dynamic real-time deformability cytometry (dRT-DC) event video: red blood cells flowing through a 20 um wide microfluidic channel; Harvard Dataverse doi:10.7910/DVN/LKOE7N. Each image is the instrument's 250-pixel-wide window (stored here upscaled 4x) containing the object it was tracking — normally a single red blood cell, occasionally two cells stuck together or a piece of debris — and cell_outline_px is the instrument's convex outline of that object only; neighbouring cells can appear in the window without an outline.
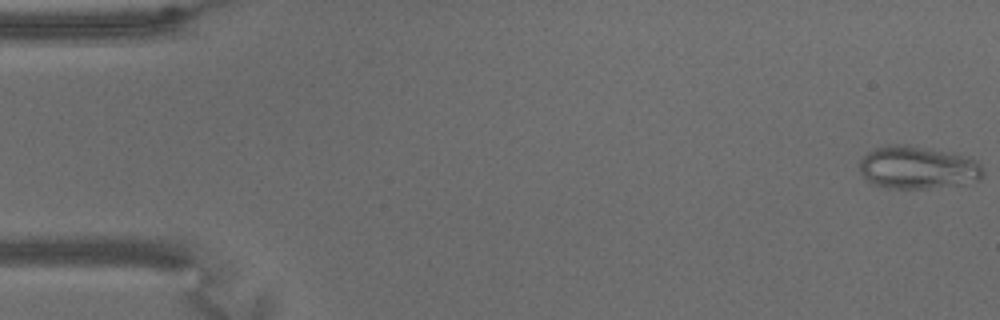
{"species": "common noctule bat (a hibernating species)", "species_latin": "Nyctalus noctula", "temperature_condition": "warm", "stored_images_in_passage": 65, "camera_frame_rate_fps": 3000, "um_per_image_px": 0.085, "animal": {"sex": "male", "body_mass_g": 15.6}, "frame": {"image": 1, "passage_image": 1, "time_ms": 0.0, "image_size_px": [1000, 320], "cell_outline_px": [[984, 172], [980, 180], [964, 184], [928, 188], [888, 188], [876, 184], [868, 180], [860, 172], [860, 160], [868, 152], [876, 148], [888, 144], [904, 144], [972, 156], [980, 164]], "centroid_in_image_um": [78.06, 14.23], "position_along_channel_um": 6.9, "area_um2": 30.87}}
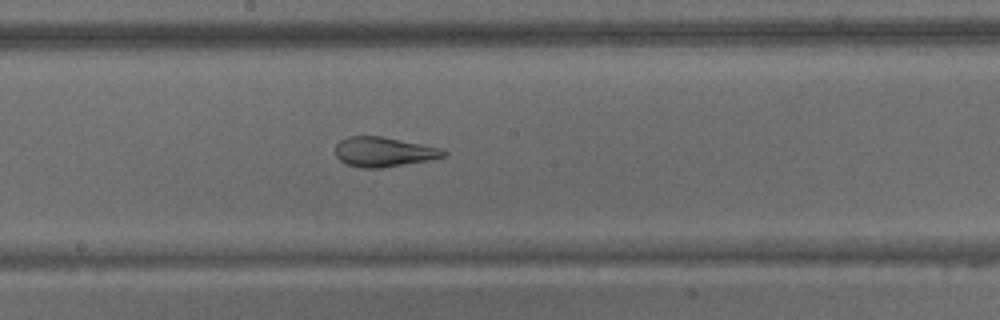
{"frame": {"image": 2, "passage_image": 35, "time_ms": 11.333, "image_size_px": [1000, 320], "cell_outline_px": [[448, 152], [444, 156], [428, 160], [380, 168], [360, 168], [344, 164], [336, 156], [336, 144], [340, 140], [348, 136], [384, 136], [424, 144]], "centroid_in_image_um": [32.56, 12.9], "position_along_channel_um": 215.6, "area_um2": 18.73}}
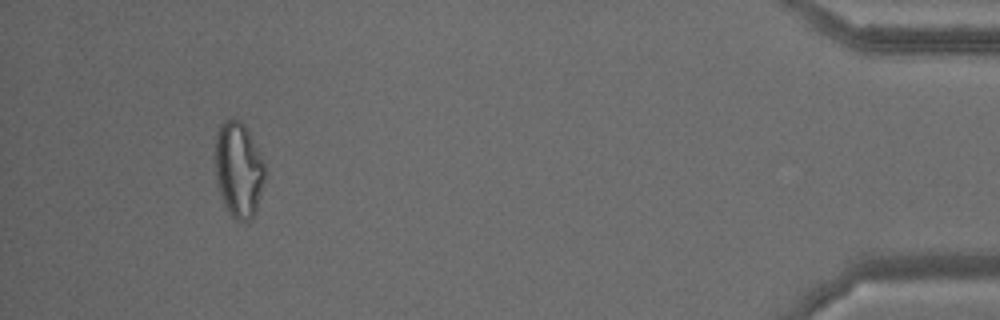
{"frame": {"image": 3, "passage_image": 61, "time_ms": 20.0, "image_size_px": [1000, 320], "cell_outline_px": [[264, 180], [256, 212], [248, 220], [236, 220], [228, 212], [224, 204], [216, 184], [216, 132], [220, 124], [224, 120], [232, 116], [240, 120], [248, 128], [264, 160]], "centroid_in_image_um": [20.28, 14.36], "position_along_channel_um": 414.9, "area_um2": 27.92}, "authors_computed_cell_mechanics": {"area_um2": 24.9696, "velocity_mm_per_s": 3.0859, "shape_relaxation_time_tau1_ms": null, "shape_relaxation_time_tau2_ms": 1.5549, "deformation_change_tau1": null, "deformation_change_tau2": 0.0876}}